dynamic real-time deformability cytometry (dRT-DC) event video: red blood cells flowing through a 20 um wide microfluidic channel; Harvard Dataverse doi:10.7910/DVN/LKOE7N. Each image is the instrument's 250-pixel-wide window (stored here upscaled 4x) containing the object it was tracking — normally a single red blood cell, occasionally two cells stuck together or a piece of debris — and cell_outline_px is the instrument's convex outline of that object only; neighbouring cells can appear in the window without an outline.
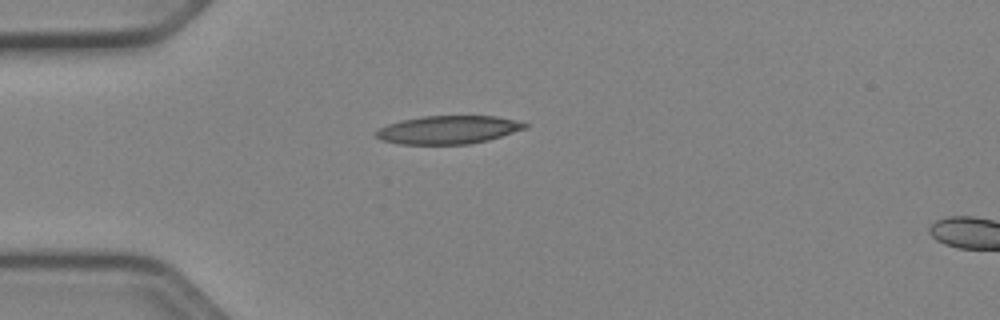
{"species": "Egyptian fruit bat (a non-hibernating species)", "species_latin": "Rousettus aegyptiacus", "temperature_condition": "cold", "stored_images_in_passage": 4, "camera_frame_rate_fps": 3000, "um_per_image_px": 0.085, "animal": {"sex": "female"}, "frame": {"image": 1, "passage_image": 1, "time_ms": 0.0, "image_size_px": [1000, 320], "cell_outline_px": [[528, 124], [524, 128], [488, 140], [468, 144], [400, 144], [380, 140], [376, 136], [376, 132], [380, 128], [388, 124], [400, 120], [424, 116], [496, 116], [516, 120]], "centroid_in_image_um": [38.06, 11.03], "position_along_channel_um": 46.9, "area_um2": 24.22}}